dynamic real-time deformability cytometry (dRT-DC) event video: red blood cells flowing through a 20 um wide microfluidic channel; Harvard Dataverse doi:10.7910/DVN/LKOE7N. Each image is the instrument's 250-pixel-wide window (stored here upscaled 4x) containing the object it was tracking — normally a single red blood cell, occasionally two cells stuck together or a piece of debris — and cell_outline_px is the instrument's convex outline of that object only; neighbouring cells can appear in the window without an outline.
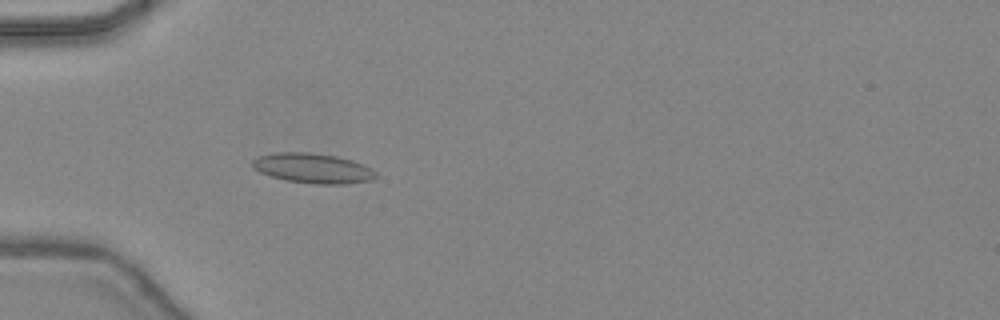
{"species": "common noctule bat (a hibernating species)", "species_latin": "Nyctalus noctula", "temperature_condition": "warm", "stored_images_in_passage": 42, "camera_frame_rate_fps": 3000, "um_per_image_px": 0.085, "animal": {"sex": "female", "body_mass_g": 24.6, "forearm_length_mm": 56.2}, "frame": {"image": 1, "passage_image": 11, "time_ms": 3.333, "image_size_px": [1000, 320], "cell_outline_px": [[376, 176], [372, 180], [348, 184], [316, 184], [284, 180], [260, 172], [252, 168], [252, 160], [256, 156], [276, 152], [308, 152], [336, 156], [352, 160], [372, 168], [376, 172]], "centroid_in_image_um": [26.58, 14.3], "position_along_channel_um": 58.4, "area_um2": 21.68}}
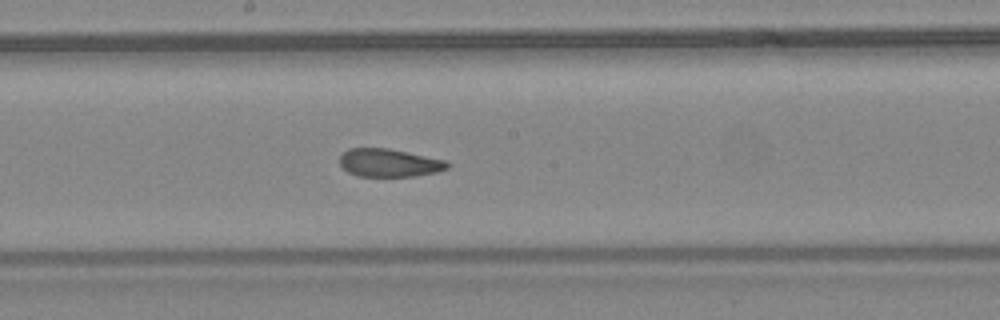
{"frame": {"image": 2, "passage_image": 22, "time_ms": 7.0, "image_size_px": [1000, 320], "cell_outline_px": [[448, 168], [436, 172], [416, 176], [360, 176], [348, 172], [340, 164], [340, 156], [348, 148], [388, 148], [448, 160]], "centroid_in_image_um": [33.1, 13.83], "position_along_channel_um": 215.1, "area_um2": 17.57}}
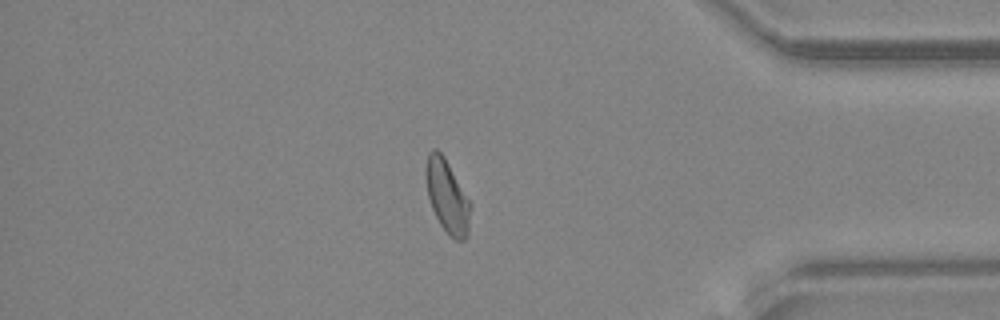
{"frame": {"image": 3, "passage_image": 36, "time_ms": 11.667, "image_size_px": [1000, 320], "cell_outline_px": [[472, 204], [468, 236], [464, 240], [456, 240], [448, 236], [440, 224], [432, 208], [428, 196], [424, 176], [424, 172], [428, 152], [432, 148], [436, 148], [444, 156]], "centroid_in_image_um": [38.01, 16.7], "position_along_channel_um": 397.2, "area_um2": 19.36}, "authors_computed_cell_mechanics": {"area_um2": 18.9295, "velocity_mm_per_s": 4.4836, "shape_relaxation_time_tau1_ms": null, "shape_relaxation_time_tau2_ms": 2.0012, "deformation_change_tau1": null, "deformation_change_tau2": 0.0873}}